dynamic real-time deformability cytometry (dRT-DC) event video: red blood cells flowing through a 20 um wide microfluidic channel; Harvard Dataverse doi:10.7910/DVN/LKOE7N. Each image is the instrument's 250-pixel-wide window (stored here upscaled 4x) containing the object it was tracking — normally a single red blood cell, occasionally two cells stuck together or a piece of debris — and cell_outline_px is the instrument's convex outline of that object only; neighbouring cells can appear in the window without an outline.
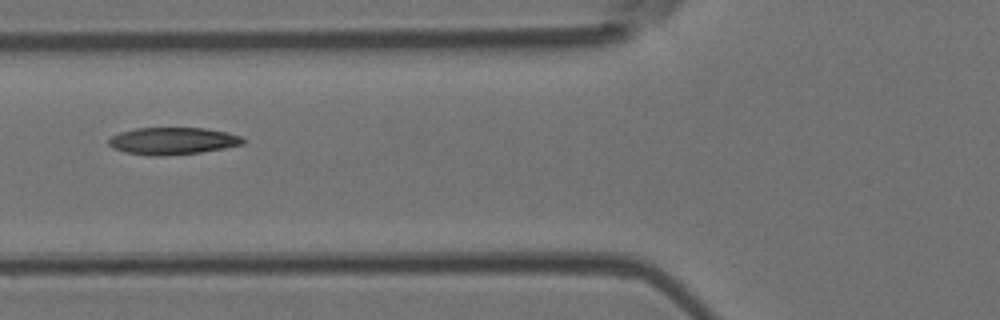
{"species": "Egyptian fruit bat (a non-hibernating species)", "species_latin": "Rousettus aegyptiacus", "temperature_condition": "room temperature", "stored_images_in_passage": 6, "camera_frame_rate_fps": 3000, "um_per_image_px": 0.085, "animal": {"sex": "female"}, "frame": {"image": 1, "passage_image": 6, "time_ms": 1.667, "image_size_px": [1000, 320], "cell_outline_px": [[248, 140], [244, 144], [200, 152], [164, 156], [156, 156], [124, 152], [112, 148], [108, 144], [108, 140], [112, 136], [120, 132], [136, 128], [204, 128], [228, 132], [240, 136]], "centroid_in_image_um": [14.68, 11.98], "position_along_channel_um": 111.1, "area_um2": 21.27}}